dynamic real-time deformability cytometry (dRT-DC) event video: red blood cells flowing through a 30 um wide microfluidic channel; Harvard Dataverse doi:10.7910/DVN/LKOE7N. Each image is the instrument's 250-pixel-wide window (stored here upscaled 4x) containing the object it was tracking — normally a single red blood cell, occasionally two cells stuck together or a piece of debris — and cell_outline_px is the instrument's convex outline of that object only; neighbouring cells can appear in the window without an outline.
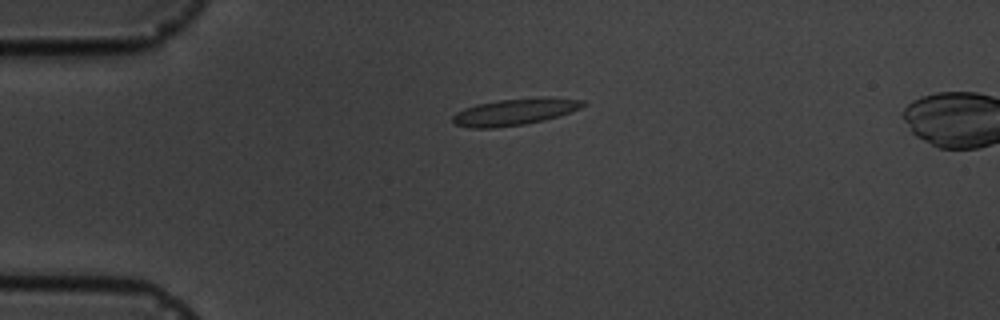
{"species": "common noctule bat (a hibernating species)", "species_latin": "Nyctalus noctula", "temperature_condition": "cold", "stored_images_in_passage": 2, "camera_frame_rate_fps": 3000, "um_per_image_px": 0.085, "animal": {"sex": "male", "body_mass_g": 19.5, "forearm_length_mm": 54.6}, "frame": {"image": 1, "passage_image": 1, "time_ms": 0.0, "image_size_px": [1000, 320], "cell_outline_px": [[588, 104], [580, 108], [544, 120], [524, 124], [492, 128], [468, 128], [456, 124], [452, 120], [452, 116], [456, 112], [464, 108], [476, 104], [496, 100], [544, 96], [548, 96], [584, 100]], "centroid_in_image_um": [43.75, 9.48], "position_along_channel_um": 41.2, "area_um2": 20.4}}